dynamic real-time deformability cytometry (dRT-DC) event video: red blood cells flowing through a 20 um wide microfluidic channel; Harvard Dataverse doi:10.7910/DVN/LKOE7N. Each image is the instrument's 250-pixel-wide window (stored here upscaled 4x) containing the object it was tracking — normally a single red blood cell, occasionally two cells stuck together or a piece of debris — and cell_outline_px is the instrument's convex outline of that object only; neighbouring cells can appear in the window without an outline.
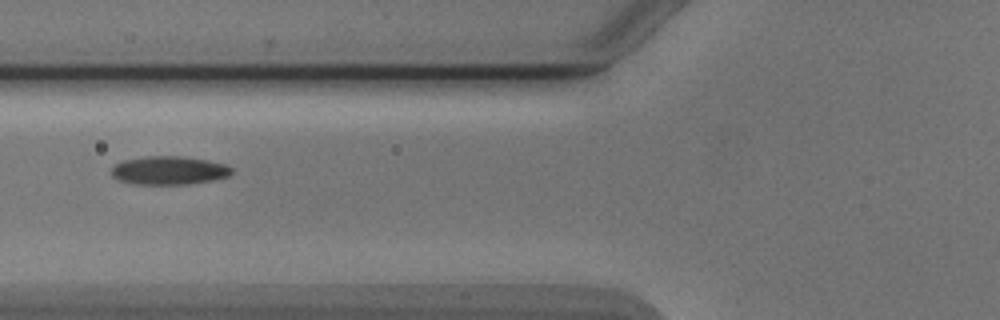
{"species": "Egyptian fruit bat (a non-hibernating species)", "species_latin": "Rousettus aegyptiacus", "temperature_condition": "cold", "stored_images_in_passage": 9, "camera_frame_rate_fps": 3000, "um_per_image_px": 0.085, "animal": {"sex": "male"}, "frame": {"image": 1, "passage_image": 6, "time_ms": 6.0, "image_size_px": [1000, 320], "cell_outline_px": [[232, 172], [228, 176], [212, 180], [188, 184], [132, 184], [120, 180], [112, 176], [112, 168], [116, 164], [124, 160], [144, 156], [180, 156], [208, 160], [224, 164], [232, 168]], "centroid_in_image_um": [14.36, 14.48], "position_along_channel_um": 111.4, "area_um2": 19.83}}
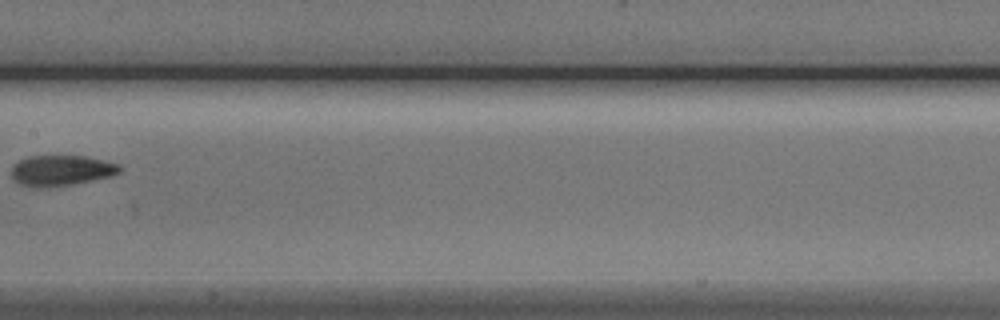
{"frame": {"image": 2, "passage_image": 8, "time_ms": 8.333, "image_size_px": [1000, 320], "cell_outline_px": [[120, 172], [112, 176], [72, 184], [48, 188], [32, 188], [20, 184], [12, 180], [12, 164], [28, 156], [84, 156], [104, 160], [120, 164]], "centroid_in_image_um": [5.17, 14.5], "position_along_channel_um": 202.2, "area_um2": 19.54}}
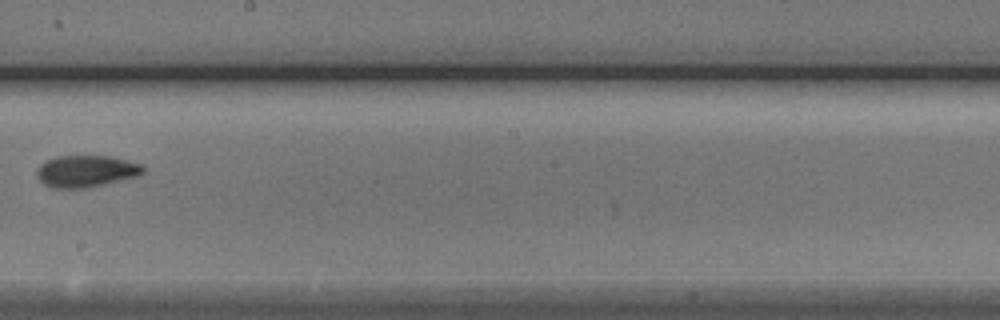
{"frame": {"image": 3, "passage_image": 9, "time_ms": 9.333, "image_size_px": [1000, 320], "cell_outline_px": [[144, 172], [140, 176], [88, 188], [52, 188], [44, 184], [36, 176], [36, 172], [40, 164], [56, 156], [108, 156], [140, 164], [144, 168]], "centroid_in_image_um": [7.31, 14.57], "position_along_channel_um": 240.9, "area_um2": 19.71}}